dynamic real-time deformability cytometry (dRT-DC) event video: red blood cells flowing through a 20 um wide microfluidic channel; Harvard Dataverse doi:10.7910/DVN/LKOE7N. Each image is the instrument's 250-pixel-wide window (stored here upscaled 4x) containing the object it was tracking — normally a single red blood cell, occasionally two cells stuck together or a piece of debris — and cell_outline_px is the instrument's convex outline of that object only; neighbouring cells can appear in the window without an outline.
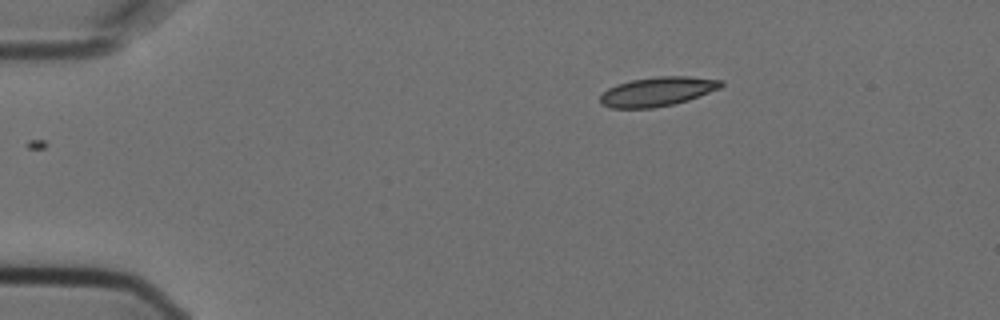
{"species": "Egyptian fruit bat (a non-hibernating species)", "species_latin": "Rousettus aegyptiacus", "temperature_condition": "cold", "stored_images_in_passage": 4, "camera_frame_rate_fps": 3000, "um_per_image_px": 0.085, "animal": {"sex": "female"}, "frame": {"image": 1, "passage_image": 4, "time_ms": 1.0, "image_size_px": [1000, 320], "cell_outline_px": [[724, 84], [720, 88], [688, 100], [672, 104], [652, 108], [612, 108], [600, 104], [600, 96], [608, 88], [616, 84], [632, 80], [656, 76], [688, 76], [724, 80]], "centroid_in_image_um": [55.88, 7.77], "position_along_channel_um": 29.1, "area_um2": 20.58}}